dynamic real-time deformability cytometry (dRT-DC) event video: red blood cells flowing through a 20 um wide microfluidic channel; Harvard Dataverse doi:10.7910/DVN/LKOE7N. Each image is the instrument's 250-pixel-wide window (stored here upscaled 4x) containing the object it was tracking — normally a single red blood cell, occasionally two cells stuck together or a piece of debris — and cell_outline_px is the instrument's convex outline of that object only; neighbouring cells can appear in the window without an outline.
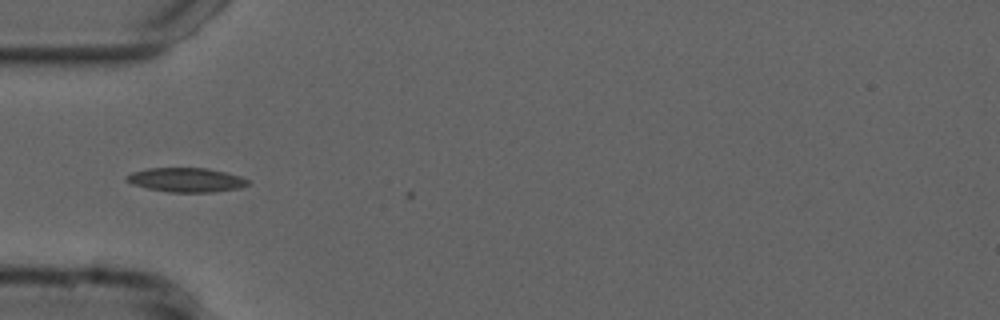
{"species": "common noctule bat (a hibernating species)", "species_latin": "Nyctalus noctula", "temperature_condition": "cold", "stored_images_in_passage": 3, "camera_frame_rate_fps": 3000, "um_per_image_px": 0.085, "animal": {"sex": "male", "forearm_length_mm": 52.5}, "frame": {"image": 1, "passage_image": 2, "time_ms": 0.333, "image_size_px": [1000, 320], "cell_outline_px": [[252, 180], [248, 184], [240, 188], [212, 192], [168, 192], [148, 188], [132, 184], [124, 180], [124, 176], [132, 172], [148, 168], [208, 168], [240, 176]], "centroid_in_image_um": [15.82, 15.29], "position_along_channel_um": 69.2, "area_um2": 17.22}}